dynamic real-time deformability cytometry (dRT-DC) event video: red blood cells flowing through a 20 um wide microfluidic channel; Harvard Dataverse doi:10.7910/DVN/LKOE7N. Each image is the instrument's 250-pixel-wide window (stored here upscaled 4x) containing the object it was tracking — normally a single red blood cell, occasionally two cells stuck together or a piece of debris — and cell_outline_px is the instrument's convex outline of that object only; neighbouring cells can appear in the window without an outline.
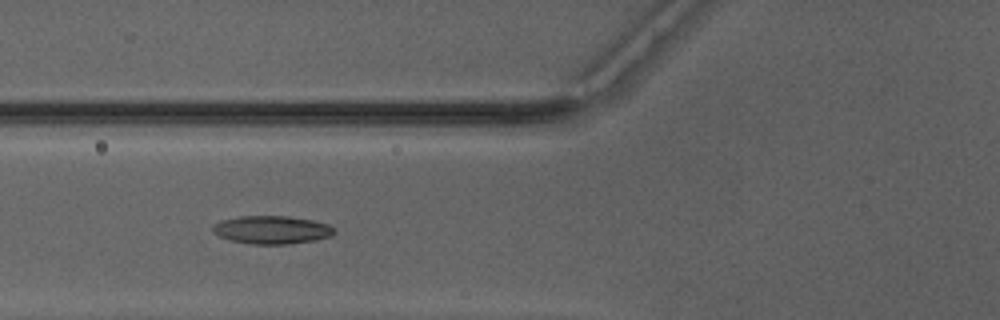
{"species": "Egyptian fruit bat (a non-hibernating species)", "species_latin": "Rousettus aegyptiacus", "temperature_condition": "warm", "stored_images_in_passage": 35, "camera_frame_rate_fps": 3000, "um_per_image_px": 0.085, "animal": {"sex": "male"}, "frame": {"image": 1, "passage_image": 5, "time_ms": 1.333, "image_size_px": [1000, 320], "cell_outline_px": [[336, 232], [332, 236], [316, 240], [288, 244], [248, 244], [232, 240], [220, 236], [212, 232], [212, 224], [220, 220], [240, 216], [288, 216], [312, 220], [328, 224]], "centroid_in_image_um": [23.09, 19.53], "position_along_channel_um": 102.7, "area_um2": 20.0}}
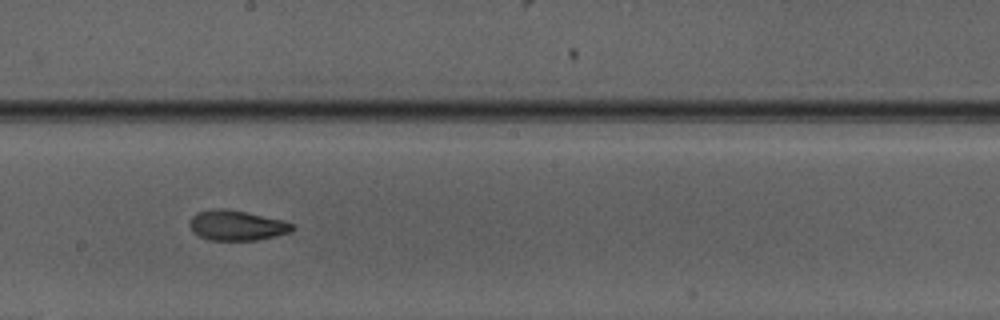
{"frame": {"image": 2, "passage_image": 14, "time_ms": 4.333, "image_size_px": [1000, 320], "cell_outline_px": [[292, 232], [276, 236], [256, 240], [208, 240], [192, 232], [188, 224], [192, 216], [196, 212], [216, 208], [244, 212], [284, 220], [292, 224]], "centroid_in_image_um": [20.09, 19.17], "position_along_channel_um": 228.1, "area_um2": 17.92}}
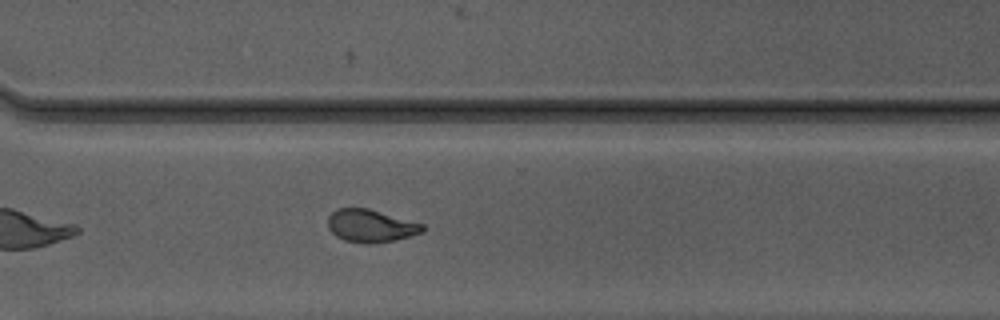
{"frame": {"image": 3, "passage_image": 22, "time_ms": 7.0, "image_size_px": [1000, 320], "cell_outline_px": [[424, 232], [396, 240], [344, 240], [336, 236], [328, 228], [328, 216], [336, 208], [368, 208], [424, 224]], "centroid_in_image_um": [31.51, 19.14], "position_along_channel_um": 339.1, "area_um2": 17.34}, "authors_computed_cell_mechanics": {"area_um2": 18.2648, "velocity_mm_per_s": 4.1665, "shape_relaxation_time_tau1_ms": 7.4023, "shape_relaxation_time_tau2_ms": 2.3209, "deformation_change_tau1": 0.1944, "deformation_change_tau2": 0.0836}}